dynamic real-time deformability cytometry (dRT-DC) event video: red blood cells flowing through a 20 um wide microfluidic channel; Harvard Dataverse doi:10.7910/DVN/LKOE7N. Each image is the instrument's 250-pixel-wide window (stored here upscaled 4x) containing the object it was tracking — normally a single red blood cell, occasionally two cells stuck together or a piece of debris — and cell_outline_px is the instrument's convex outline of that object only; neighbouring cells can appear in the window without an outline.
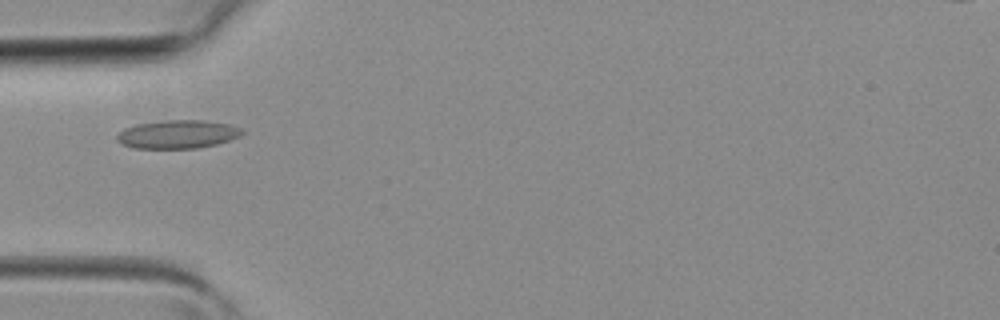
{"species": "common noctule bat (a hibernating species)", "species_latin": "Nyctalus noctula", "temperature_condition": "room temperature", "stored_images_in_passage": 2, "camera_frame_rate_fps": 3000, "um_per_image_px": 0.085, "animal": {"sex": "female", "body_mass_g": 19.3, "forearm_length_mm": 54.1}, "frame": {"image": 1, "passage_image": 1, "time_ms": 0.0, "image_size_px": [1000, 320], "cell_outline_px": [[244, 132], [240, 136], [216, 144], [196, 148], [132, 148], [116, 140], [116, 136], [124, 128], [136, 124], [168, 120], [204, 120], [228, 124], [240, 128]], "centroid_in_image_um": [15.08, 11.41], "position_along_channel_um": 69.9, "area_um2": 20.52}}
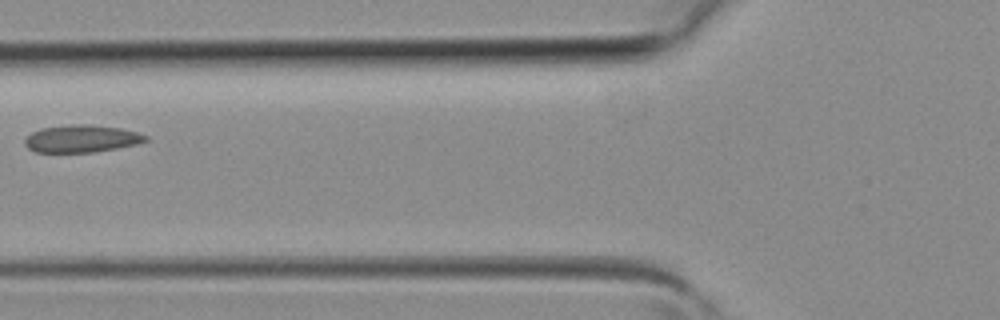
{"frame": {"image": 2, "passage_image": 2, "time_ms": 0.333, "image_size_px": [1000, 320], "cell_outline_px": [[148, 140], [136, 144], [116, 148], [92, 152], [36, 152], [28, 148], [24, 144], [24, 140], [32, 132], [40, 128], [72, 124], [88, 124], [120, 128], [136, 132], [148, 136]], "centroid_in_image_um": [6.91, 11.78], "position_along_channel_um": 118.9, "area_um2": 19.19}}